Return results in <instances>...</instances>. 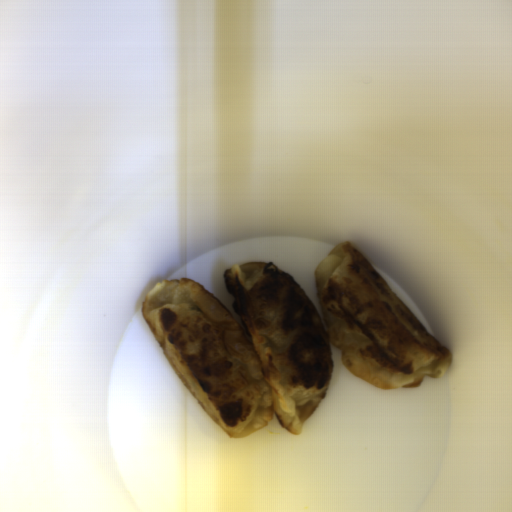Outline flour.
I'll use <instances>...</instances> for the list:
<instances>
[{
    "instance_id": "flour-1",
    "label": "flour",
    "mask_w": 512,
    "mask_h": 512,
    "mask_svg": "<svg viewBox=\"0 0 512 512\" xmlns=\"http://www.w3.org/2000/svg\"><path fill=\"white\" fill-rule=\"evenodd\" d=\"M222 276L241 324L188 277L157 282L141 310L186 388L232 438L274 416L302 434L331 384L332 346L354 376L381 390L419 386L452 365V350L349 242L314 269L323 321L301 285L270 262L234 264Z\"/></svg>"
}]
</instances>
